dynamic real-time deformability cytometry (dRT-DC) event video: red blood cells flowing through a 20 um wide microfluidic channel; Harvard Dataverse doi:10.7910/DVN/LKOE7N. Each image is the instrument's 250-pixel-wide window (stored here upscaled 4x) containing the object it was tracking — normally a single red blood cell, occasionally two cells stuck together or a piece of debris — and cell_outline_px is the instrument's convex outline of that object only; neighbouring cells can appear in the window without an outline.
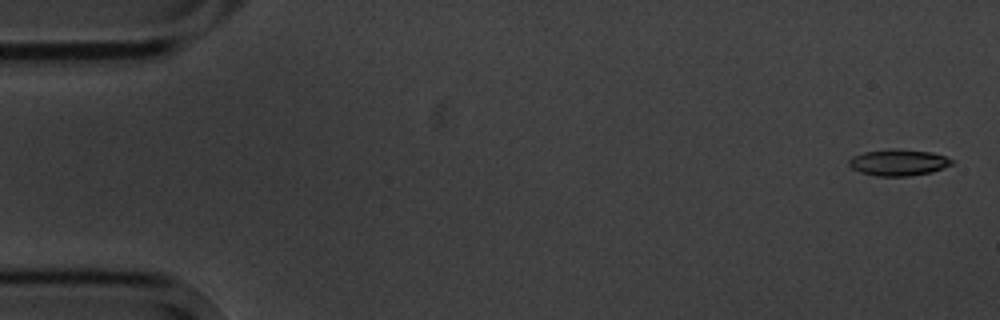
{"species": "common noctule bat (a hibernating species)", "species_latin": "Nyctalus noctula", "temperature_condition": "cold", "stored_images_in_passage": 5, "camera_frame_rate_fps": 3000, "um_per_image_px": 0.085, "animal": {"sex": "male", "body_mass_g": 20.1, "forearm_length_mm": 53.5}, "frame": {"image": 1, "passage_image": 1, "time_ms": 0.0, "image_size_px": [1000, 320], "cell_outline_px": [[956, 164], [932, 172], [908, 176], [876, 176], [860, 172], [852, 168], [848, 164], [848, 160], [852, 156], [864, 152], [896, 148], [932, 152], [944, 156], [952, 160]], "centroid_in_image_um": [76.38, 13.81], "position_along_channel_um": 8.6, "area_um2": 15.95}}